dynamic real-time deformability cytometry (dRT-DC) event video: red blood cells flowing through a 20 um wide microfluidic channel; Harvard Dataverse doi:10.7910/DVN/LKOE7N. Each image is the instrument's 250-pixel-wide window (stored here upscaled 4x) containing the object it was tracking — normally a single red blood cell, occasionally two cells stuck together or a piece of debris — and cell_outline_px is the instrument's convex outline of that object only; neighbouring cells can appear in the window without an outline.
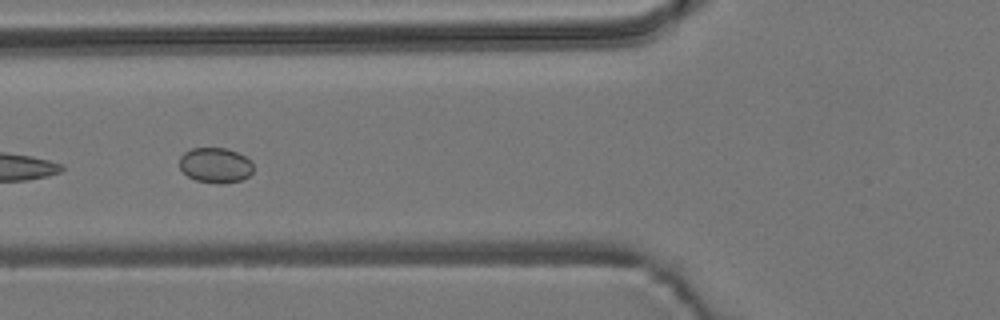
{"species": "common noctule bat (a hibernating species)", "species_latin": "Nyctalus noctula", "temperature_condition": "room temperature", "stored_images_in_passage": 8, "camera_frame_rate_fps": 3000, "um_per_image_px": 0.085, "animal": {"sex": "male", "body_mass_g": 19.2, "forearm_length_mm": 51.8}, "frame": {"image": 1, "passage_image": 6, "time_ms": 6.667, "image_size_px": [1000, 320], "cell_outline_px": [[252, 172], [248, 176], [240, 180], [220, 184], [216, 184], [196, 180], [188, 176], [180, 168], [180, 156], [184, 152], [192, 148], [228, 148], [252, 160]], "centroid_in_image_um": [18.31, 14.04], "position_along_channel_um": 107.5, "area_um2": 15.14}}
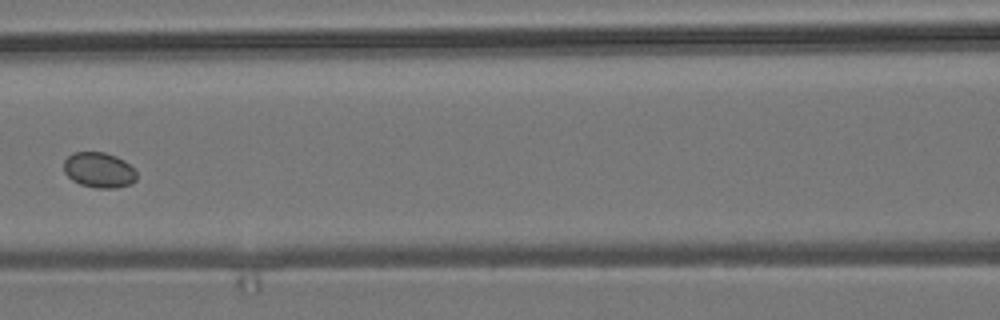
{"frame": {"image": 2, "passage_image": 7, "time_ms": 8.0, "image_size_px": [1000, 320], "cell_outline_px": [[136, 180], [132, 184], [116, 188], [96, 188], [80, 184], [72, 180], [64, 172], [64, 160], [72, 152], [104, 152], [116, 156], [124, 160], [136, 172]], "centroid_in_image_um": [8.41, 14.45], "position_along_channel_um": 158.2, "area_um2": 15.09}}
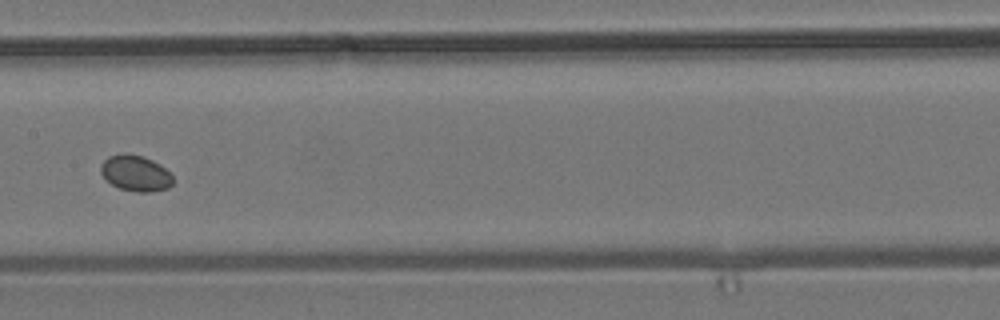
{"frame": {"image": 3, "passage_image": 8, "time_ms": 9.0, "image_size_px": [1000, 320], "cell_outline_px": [[172, 184], [168, 188], [148, 192], [136, 192], [120, 188], [112, 184], [100, 172], [100, 164], [108, 156], [124, 152], [144, 156], [160, 164], [172, 176]], "centroid_in_image_um": [11.5, 14.7], "position_along_channel_um": 195.9, "area_um2": 15.09}}